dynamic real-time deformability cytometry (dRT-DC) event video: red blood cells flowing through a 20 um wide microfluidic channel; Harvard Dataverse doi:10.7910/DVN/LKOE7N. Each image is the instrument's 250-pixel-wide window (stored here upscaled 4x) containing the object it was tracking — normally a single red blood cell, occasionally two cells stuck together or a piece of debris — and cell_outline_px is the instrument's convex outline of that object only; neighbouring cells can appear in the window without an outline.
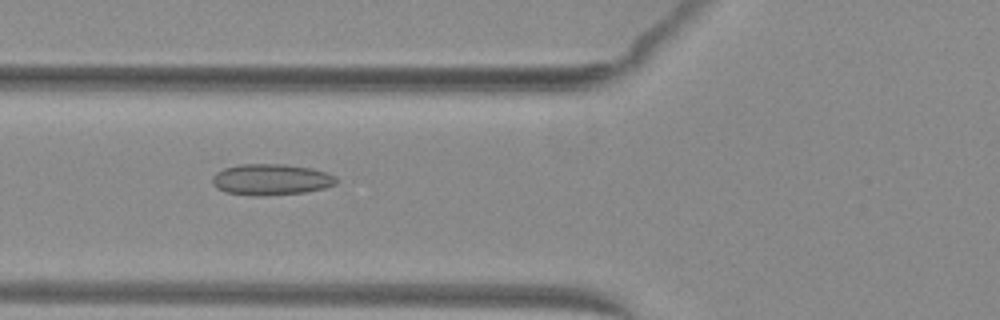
{"species": "common noctule bat (a hibernating species)", "species_latin": "Nyctalus noctula", "temperature_condition": "warm", "stored_images_in_passage": 52, "camera_frame_rate_fps": 3000, "um_per_image_px": 0.085, "animal": {"sex": "female", "body_mass_g": 29.2, "forearm_length_mm": 56.3}, "frame": {"image": 1, "passage_image": 21, "time_ms": 6.667, "image_size_px": [1000, 320], "cell_outline_px": [[336, 184], [324, 188], [304, 192], [260, 196], [252, 196], [224, 192], [216, 188], [212, 184], [212, 176], [216, 172], [224, 168], [240, 164], [284, 164], [312, 168], [328, 172], [336, 176]], "centroid_in_image_um": [23.02, 15.26], "position_along_channel_um": 102.8, "area_um2": 22.72}}
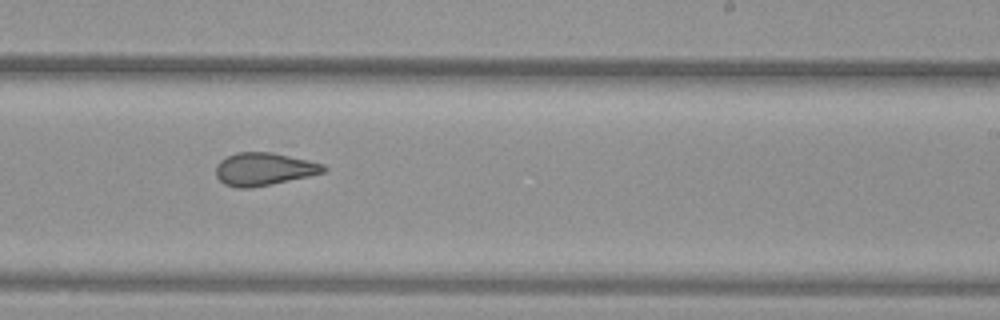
{"frame": {"image": 2, "passage_image": 33, "time_ms": 10.667, "image_size_px": [1000, 320], "cell_outline_px": [[328, 168], [324, 172], [308, 176], [252, 188], [236, 188], [224, 184], [216, 176], [216, 164], [220, 160], [236, 152], [272, 152], [308, 160], [324, 164]], "centroid_in_image_um": [22.41, 14.37], "position_along_channel_um": 266.6, "area_um2": 20.58}}
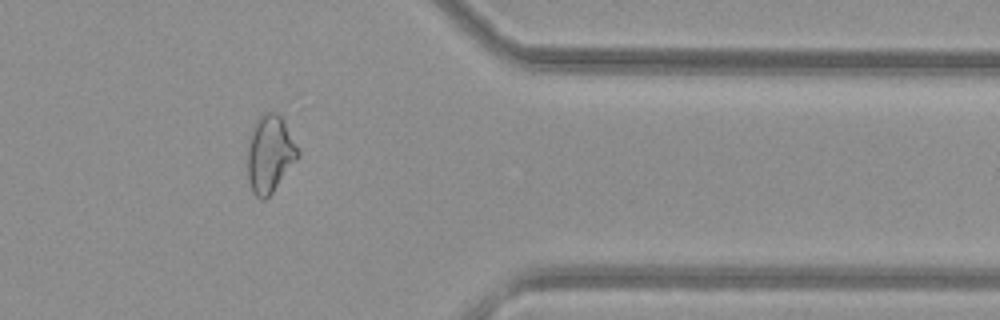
{"frame": {"image": 3, "passage_image": 43, "time_ms": 14.0, "image_size_px": [1000, 320], "cell_outline_px": [[300, 156], [272, 192], [264, 200], [260, 200], [252, 192], [248, 180], [248, 144], [252, 124], [264, 112], [276, 112], [284, 120], [300, 152]], "centroid_in_image_um": [22.93, 13.07], "position_along_channel_um": 388.5, "area_um2": 22.77}, "authors_computed_cell_mechanics": {"area_um2": 23.409, "velocity_mm_per_s": 4.0912, "shape_relaxation_time_tau1_ms": null, "shape_relaxation_time_tau2_ms": 1.9501, "deformation_change_tau1": null, "deformation_change_tau2": 0.089}}